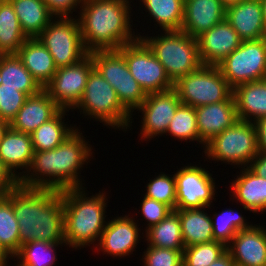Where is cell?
<instances>
[{"mask_svg":"<svg viewBox=\"0 0 266 266\" xmlns=\"http://www.w3.org/2000/svg\"><path fill=\"white\" fill-rule=\"evenodd\" d=\"M80 130L78 127L55 149L34 151L30 166L18 185L60 191L85 187L80 174L84 165L94 159V149Z\"/></svg>","mask_w":266,"mask_h":266,"instance_id":"1","label":"cell"},{"mask_svg":"<svg viewBox=\"0 0 266 266\" xmlns=\"http://www.w3.org/2000/svg\"><path fill=\"white\" fill-rule=\"evenodd\" d=\"M19 225L20 246L30 241L66 243L64 238L63 190L16 185L5 196Z\"/></svg>","mask_w":266,"mask_h":266,"instance_id":"2","label":"cell"},{"mask_svg":"<svg viewBox=\"0 0 266 266\" xmlns=\"http://www.w3.org/2000/svg\"><path fill=\"white\" fill-rule=\"evenodd\" d=\"M132 0H83L77 16L87 51L118 50L141 34L132 26ZM132 24V25H131ZM132 27V28H131ZM138 33V34H137Z\"/></svg>","mask_w":266,"mask_h":266,"instance_id":"3","label":"cell"},{"mask_svg":"<svg viewBox=\"0 0 266 266\" xmlns=\"http://www.w3.org/2000/svg\"><path fill=\"white\" fill-rule=\"evenodd\" d=\"M85 189L63 190L64 238L67 247L74 250L96 245L107 224V192L102 190L89 196Z\"/></svg>","mask_w":266,"mask_h":266,"instance_id":"4","label":"cell"},{"mask_svg":"<svg viewBox=\"0 0 266 266\" xmlns=\"http://www.w3.org/2000/svg\"><path fill=\"white\" fill-rule=\"evenodd\" d=\"M158 32L156 31L158 36L145 34V36L142 35L140 38L163 65L167 76L173 84L181 77L192 73L203 65L196 38L189 36L182 30H158Z\"/></svg>","mask_w":266,"mask_h":266,"instance_id":"5","label":"cell"},{"mask_svg":"<svg viewBox=\"0 0 266 266\" xmlns=\"http://www.w3.org/2000/svg\"><path fill=\"white\" fill-rule=\"evenodd\" d=\"M77 109L90 121L94 119L109 129L124 132L132 126L134 119L121 104L115 89L95 68L91 70L83 96L72 112Z\"/></svg>","mask_w":266,"mask_h":266,"instance_id":"6","label":"cell"},{"mask_svg":"<svg viewBox=\"0 0 266 266\" xmlns=\"http://www.w3.org/2000/svg\"><path fill=\"white\" fill-rule=\"evenodd\" d=\"M203 152L209 162L223 161L225 165L230 164L239 169L248 167L259 152L253 122L237 120L206 143Z\"/></svg>","mask_w":266,"mask_h":266,"instance_id":"7","label":"cell"},{"mask_svg":"<svg viewBox=\"0 0 266 266\" xmlns=\"http://www.w3.org/2000/svg\"><path fill=\"white\" fill-rule=\"evenodd\" d=\"M178 98L184 105L199 107L229 100L233 88L214 65H202L199 69L181 77L173 84Z\"/></svg>","mask_w":266,"mask_h":266,"instance_id":"8","label":"cell"},{"mask_svg":"<svg viewBox=\"0 0 266 266\" xmlns=\"http://www.w3.org/2000/svg\"><path fill=\"white\" fill-rule=\"evenodd\" d=\"M36 38L49 50L57 68L73 65L89 54L77 16L54 17Z\"/></svg>","mask_w":266,"mask_h":266,"instance_id":"9","label":"cell"},{"mask_svg":"<svg viewBox=\"0 0 266 266\" xmlns=\"http://www.w3.org/2000/svg\"><path fill=\"white\" fill-rule=\"evenodd\" d=\"M94 68L115 89L121 104L133 115L147 94L129 72L124 55L119 50H98L89 53Z\"/></svg>","mask_w":266,"mask_h":266,"instance_id":"10","label":"cell"},{"mask_svg":"<svg viewBox=\"0 0 266 266\" xmlns=\"http://www.w3.org/2000/svg\"><path fill=\"white\" fill-rule=\"evenodd\" d=\"M216 66L232 88L266 79V37L241 42Z\"/></svg>","mask_w":266,"mask_h":266,"instance_id":"11","label":"cell"},{"mask_svg":"<svg viewBox=\"0 0 266 266\" xmlns=\"http://www.w3.org/2000/svg\"><path fill=\"white\" fill-rule=\"evenodd\" d=\"M118 50L124 55L129 72L146 94L173 89L163 65L141 38Z\"/></svg>","mask_w":266,"mask_h":266,"instance_id":"12","label":"cell"},{"mask_svg":"<svg viewBox=\"0 0 266 266\" xmlns=\"http://www.w3.org/2000/svg\"><path fill=\"white\" fill-rule=\"evenodd\" d=\"M187 164L174 173L176 180V209L213 207L218 185L212 173L202 165Z\"/></svg>","mask_w":266,"mask_h":266,"instance_id":"13","label":"cell"},{"mask_svg":"<svg viewBox=\"0 0 266 266\" xmlns=\"http://www.w3.org/2000/svg\"><path fill=\"white\" fill-rule=\"evenodd\" d=\"M93 68L94 62L88 54L73 65L57 68L44 89L61 109L73 110L83 96L88 76Z\"/></svg>","mask_w":266,"mask_h":266,"instance_id":"14","label":"cell"},{"mask_svg":"<svg viewBox=\"0 0 266 266\" xmlns=\"http://www.w3.org/2000/svg\"><path fill=\"white\" fill-rule=\"evenodd\" d=\"M177 92L170 89L163 92L147 94L143 103L137 108L142 115L140 120L141 141H149L152 138H158L164 134L169 123L173 119L177 108L181 105Z\"/></svg>","mask_w":266,"mask_h":266,"instance_id":"15","label":"cell"},{"mask_svg":"<svg viewBox=\"0 0 266 266\" xmlns=\"http://www.w3.org/2000/svg\"><path fill=\"white\" fill-rule=\"evenodd\" d=\"M133 215H121L114 216L113 219H106L107 224L104 228L100 240L96 246L91 249L97 250V252H102L108 254L109 256L115 257H128L136 251L137 245L141 240V228L138 225L139 221L135 220ZM138 243V244H137ZM99 246V247H98Z\"/></svg>","mask_w":266,"mask_h":266,"instance_id":"16","label":"cell"},{"mask_svg":"<svg viewBox=\"0 0 266 266\" xmlns=\"http://www.w3.org/2000/svg\"><path fill=\"white\" fill-rule=\"evenodd\" d=\"M225 19L238 33L242 42L266 37V25L260 0H241L227 6Z\"/></svg>","mask_w":266,"mask_h":266,"instance_id":"17","label":"cell"},{"mask_svg":"<svg viewBox=\"0 0 266 266\" xmlns=\"http://www.w3.org/2000/svg\"><path fill=\"white\" fill-rule=\"evenodd\" d=\"M236 266H266V228L254 224L240 230L227 246Z\"/></svg>","mask_w":266,"mask_h":266,"instance_id":"18","label":"cell"},{"mask_svg":"<svg viewBox=\"0 0 266 266\" xmlns=\"http://www.w3.org/2000/svg\"><path fill=\"white\" fill-rule=\"evenodd\" d=\"M197 40L202 64L214 66L238 48L242 42L226 19L204 32Z\"/></svg>","mask_w":266,"mask_h":266,"instance_id":"19","label":"cell"},{"mask_svg":"<svg viewBox=\"0 0 266 266\" xmlns=\"http://www.w3.org/2000/svg\"><path fill=\"white\" fill-rule=\"evenodd\" d=\"M226 6L221 0H184V20L181 30L198 38L225 20Z\"/></svg>","mask_w":266,"mask_h":266,"instance_id":"20","label":"cell"},{"mask_svg":"<svg viewBox=\"0 0 266 266\" xmlns=\"http://www.w3.org/2000/svg\"><path fill=\"white\" fill-rule=\"evenodd\" d=\"M33 154L31 134L9 126L0 142V161L16 180L28 170Z\"/></svg>","mask_w":266,"mask_h":266,"instance_id":"21","label":"cell"},{"mask_svg":"<svg viewBox=\"0 0 266 266\" xmlns=\"http://www.w3.org/2000/svg\"><path fill=\"white\" fill-rule=\"evenodd\" d=\"M230 183L229 194L232 201H237L250 213L266 212V179L256 175L249 167H243ZM239 173V175H238Z\"/></svg>","mask_w":266,"mask_h":266,"instance_id":"22","label":"cell"},{"mask_svg":"<svg viewBox=\"0 0 266 266\" xmlns=\"http://www.w3.org/2000/svg\"><path fill=\"white\" fill-rule=\"evenodd\" d=\"M60 110L61 108L43 88L37 94L28 96L9 126L13 130L31 134Z\"/></svg>","mask_w":266,"mask_h":266,"instance_id":"23","label":"cell"},{"mask_svg":"<svg viewBox=\"0 0 266 266\" xmlns=\"http://www.w3.org/2000/svg\"><path fill=\"white\" fill-rule=\"evenodd\" d=\"M199 138L206 144L238 119L234 97L195 108Z\"/></svg>","mask_w":266,"mask_h":266,"instance_id":"24","label":"cell"},{"mask_svg":"<svg viewBox=\"0 0 266 266\" xmlns=\"http://www.w3.org/2000/svg\"><path fill=\"white\" fill-rule=\"evenodd\" d=\"M16 55L42 88L57 71L49 50L37 38H28Z\"/></svg>","mask_w":266,"mask_h":266,"instance_id":"25","label":"cell"},{"mask_svg":"<svg viewBox=\"0 0 266 266\" xmlns=\"http://www.w3.org/2000/svg\"><path fill=\"white\" fill-rule=\"evenodd\" d=\"M233 97L239 120L254 122L266 116V79L239 84Z\"/></svg>","mask_w":266,"mask_h":266,"instance_id":"26","label":"cell"},{"mask_svg":"<svg viewBox=\"0 0 266 266\" xmlns=\"http://www.w3.org/2000/svg\"><path fill=\"white\" fill-rule=\"evenodd\" d=\"M209 207L176 209L181 224L185 247L214 241Z\"/></svg>","mask_w":266,"mask_h":266,"instance_id":"27","label":"cell"},{"mask_svg":"<svg viewBox=\"0 0 266 266\" xmlns=\"http://www.w3.org/2000/svg\"><path fill=\"white\" fill-rule=\"evenodd\" d=\"M27 38H36L54 18L43 0H8Z\"/></svg>","mask_w":266,"mask_h":266,"instance_id":"28","label":"cell"},{"mask_svg":"<svg viewBox=\"0 0 266 266\" xmlns=\"http://www.w3.org/2000/svg\"><path fill=\"white\" fill-rule=\"evenodd\" d=\"M67 112L69 110L61 109L53 118L31 133L34 151L55 149L77 129V125L70 124L69 126L64 122Z\"/></svg>","mask_w":266,"mask_h":266,"instance_id":"29","label":"cell"},{"mask_svg":"<svg viewBox=\"0 0 266 266\" xmlns=\"http://www.w3.org/2000/svg\"><path fill=\"white\" fill-rule=\"evenodd\" d=\"M159 31L181 30L184 20V0H138Z\"/></svg>","mask_w":266,"mask_h":266,"instance_id":"30","label":"cell"},{"mask_svg":"<svg viewBox=\"0 0 266 266\" xmlns=\"http://www.w3.org/2000/svg\"><path fill=\"white\" fill-rule=\"evenodd\" d=\"M147 246H155L159 248L184 250L181 224L178 213L173 210L158 224L151 226L144 233Z\"/></svg>","mask_w":266,"mask_h":266,"instance_id":"31","label":"cell"},{"mask_svg":"<svg viewBox=\"0 0 266 266\" xmlns=\"http://www.w3.org/2000/svg\"><path fill=\"white\" fill-rule=\"evenodd\" d=\"M0 75L3 87L17 88L28 96L43 89L17 55H0Z\"/></svg>","mask_w":266,"mask_h":266,"instance_id":"32","label":"cell"},{"mask_svg":"<svg viewBox=\"0 0 266 266\" xmlns=\"http://www.w3.org/2000/svg\"><path fill=\"white\" fill-rule=\"evenodd\" d=\"M27 39L12 4L0 0V55H16Z\"/></svg>","mask_w":266,"mask_h":266,"instance_id":"33","label":"cell"},{"mask_svg":"<svg viewBox=\"0 0 266 266\" xmlns=\"http://www.w3.org/2000/svg\"><path fill=\"white\" fill-rule=\"evenodd\" d=\"M60 246L67 247L66 243L30 241L21 245L12 258L18 262L15 266H55L58 260L56 249Z\"/></svg>","mask_w":266,"mask_h":266,"instance_id":"34","label":"cell"},{"mask_svg":"<svg viewBox=\"0 0 266 266\" xmlns=\"http://www.w3.org/2000/svg\"><path fill=\"white\" fill-rule=\"evenodd\" d=\"M226 209L221 210L222 212L212 214L211 222L214 241L220 242L227 247L238 231L250 228L253 222H248L246 216H242L235 209Z\"/></svg>","mask_w":266,"mask_h":266,"instance_id":"35","label":"cell"},{"mask_svg":"<svg viewBox=\"0 0 266 266\" xmlns=\"http://www.w3.org/2000/svg\"><path fill=\"white\" fill-rule=\"evenodd\" d=\"M167 135L173 136L174 139L189 143L190 141L201 144L204 150L205 143L199 138L198 127H197V115L195 107L181 104L177 110L173 119L169 123L166 130Z\"/></svg>","mask_w":266,"mask_h":266,"instance_id":"36","label":"cell"},{"mask_svg":"<svg viewBox=\"0 0 266 266\" xmlns=\"http://www.w3.org/2000/svg\"><path fill=\"white\" fill-rule=\"evenodd\" d=\"M0 246L11 257L19 251V225L6 197L0 198Z\"/></svg>","mask_w":266,"mask_h":266,"instance_id":"37","label":"cell"},{"mask_svg":"<svg viewBox=\"0 0 266 266\" xmlns=\"http://www.w3.org/2000/svg\"><path fill=\"white\" fill-rule=\"evenodd\" d=\"M149 178L144 196L168 205L176 210V180L174 174H166L163 171L159 175Z\"/></svg>","mask_w":266,"mask_h":266,"instance_id":"38","label":"cell"},{"mask_svg":"<svg viewBox=\"0 0 266 266\" xmlns=\"http://www.w3.org/2000/svg\"><path fill=\"white\" fill-rule=\"evenodd\" d=\"M226 250L224 244L216 241L185 247L183 266H209Z\"/></svg>","mask_w":266,"mask_h":266,"instance_id":"39","label":"cell"},{"mask_svg":"<svg viewBox=\"0 0 266 266\" xmlns=\"http://www.w3.org/2000/svg\"><path fill=\"white\" fill-rule=\"evenodd\" d=\"M141 261L143 266H183V250L148 246Z\"/></svg>","mask_w":266,"mask_h":266,"instance_id":"40","label":"cell"},{"mask_svg":"<svg viewBox=\"0 0 266 266\" xmlns=\"http://www.w3.org/2000/svg\"><path fill=\"white\" fill-rule=\"evenodd\" d=\"M27 98L28 95L17 88L3 87L0 84V120L10 124Z\"/></svg>","mask_w":266,"mask_h":266,"instance_id":"41","label":"cell"},{"mask_svg":"<svg viewBox=\"0 0 266 266\" xmlns=\"http://www.w3.org/2000/svg\"><path fill=\"white\" fill-rule=\"evenodd\" d=\"M142 203L140 204V210H141V217L143 216L144 221L147 220V227L144 228L146 231L151 226L158 224L160 221H162L169 213H171L173 210L164 203L158 202L154 199L148 198L146 196L143 197V200H141Z\"/></svg>","mask_w":266,"mask_h":266,"instance_id":"42","label":"cell"},{"mask_svg":"<svg viewBox=\"0 0 266 266\" xmlns=\"http://www.w3.org/2000/svg\"><path fill=\"white\" fill-rule=\"evenodd\" d=\"M43 1L47 6L48 11L54 17H75V14H73V12L78 11L79 13L83 5V0H43Z\"/></svg>","mask_w":266,"mask_h":266,"instance_id":"43","label":"cell"},{"mask_svg":"<svg viewBox=\"0 0 266 266\" xmlns=\"http://www.w3.org/2000/svg\"><path fill=\"white\" fill-rule=\"evenodd\" d=\"M17 184L18 180L11 175L0 161V198L8 195Z\"/></svg>","mask_w":266,"mask_h":266,"instance_id":"44","label":"cell"},{"mask_svg":"<svg viewBox=\"0 0 266 266\" xmlns=\"http://www.w3.org/2000/svg\"><path fill=\"white\" fill-rule=\"evenodd\" d=\"M253 124L256 130L258 150L261 153H266V116L257 119Z\"/></svg>","mask_w":266,"mask_h":266,"instance_id":"45","label":"cell"},{"mask_svg":"<svg viewBox=\"0 0 266 266\" xmlns=\"http://www.w3.org/2000/svg\"><path fill=\"white\" fill-rule=\"evenodd\" d=\"M248 167L256 175L266 179V153L258 152Z\"/></svg>","mask_w":266,"mask_h":266,"instance_id":"46","label":"cell"},{"mask_svg":"<svg viewBox=\"0 0 266 266\" xmlns=\"http://www.w3.org/2000/svg\"><path fill=\"white\" fill-rule=\"evenodd\" d=\"M209 266H236L231 254L226 250L219 258H217Z\"/></svg>","mask_w":266,"mask_h":266,"instance_id":"47","label":"cell"},{"mask_svg":"<svg viewBox=\"0 0 266 266\" xmlns=\"http://www.w3.org/2000/svg\"><path fill=\"white\" fill-rule=\"evenodd\" d=\"M9 259L13 258L0 246V266H10Z\"/></svg>","mask_w":266,"mask_h":266,"instance_id":"48","label":"cell"},{"mask_svg":"<svg viewBox=\"0 0 266 266\" xmlns=\"http://www.w3.org/2000/svg\"><path fill=\"white\" fill-rule=\"evenodd\" d=\"M8 127H9V123L8 122H6L4 120H0V142L2 140L3 134L8 129Z\"/></svg>","mask_w":266,"mask_h":266,"instance_id":"49","label":"cell"},{"mask_svg":"<svg viewBox=\"0 0 266 266\" xmlns=\"http://www.w3.org/2000/svg\"><path fill=\"white\" fill-rule=\"evenodd\" d=\"M262 5V11H263V18L266 25V0H260Z\"/></svg>","mask_w":266,"mask_h":266,"instance_id":"50","label":"cell"},{"mask_svg":"<svg viewBox=\"0 0 266 266\" xmlns=\"http://www.w3.org/2000/svg\"><path fill=\"white\" fill-rule=\"evenodd\" d=\"M221 1L227 7V6L231 5V4H235V3L239 2L241 0H221Z\"/></svg>","mask_w":266,"mask_h":266,"instance_id":"51","label":"cell"}]
</instances>
